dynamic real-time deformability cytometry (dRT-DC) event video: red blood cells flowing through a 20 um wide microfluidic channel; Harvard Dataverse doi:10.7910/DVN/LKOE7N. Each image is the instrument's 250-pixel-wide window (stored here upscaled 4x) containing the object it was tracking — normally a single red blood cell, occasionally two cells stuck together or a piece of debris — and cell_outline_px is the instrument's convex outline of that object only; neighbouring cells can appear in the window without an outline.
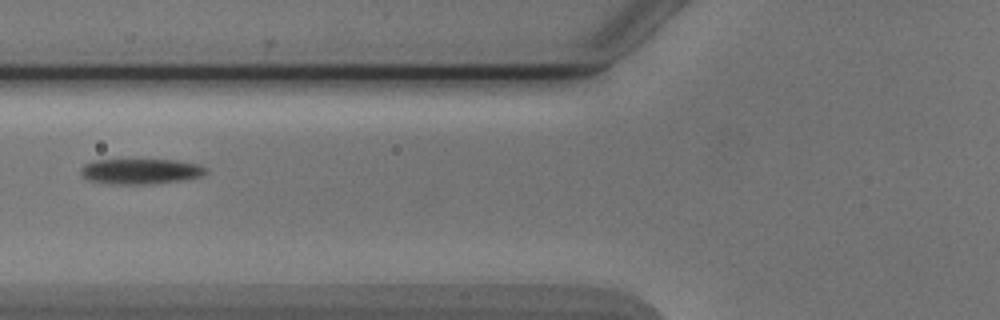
{"species": "Egyptian fruit bat (a non-hibernating species)", "species_latin": "Rousettus aegyptiacus", "temperature_condition": "cold", "stored_images_in_passage": 7, "camera_frame_rate_fps": 3000, "um_per_image_px": 0.085, "animal": {"sex": "male"}, "frame": {"image": 1, "passage_image": 6, "time_ms": 6.0, "image_size_px": [1000, 320], "cell_outline_px": [[208, 172], [204, 176], [188, 180], [148, 184], [112, 184], [88, 180], [80, 172], [80, 168], [84, 164], [92, 160], [176, 160], [200, 164], [208, 168]], "centroid_in_image_um": [12.02, 14.57], "position_along_channel_um": 113.8, "area_um2": 18.84}}
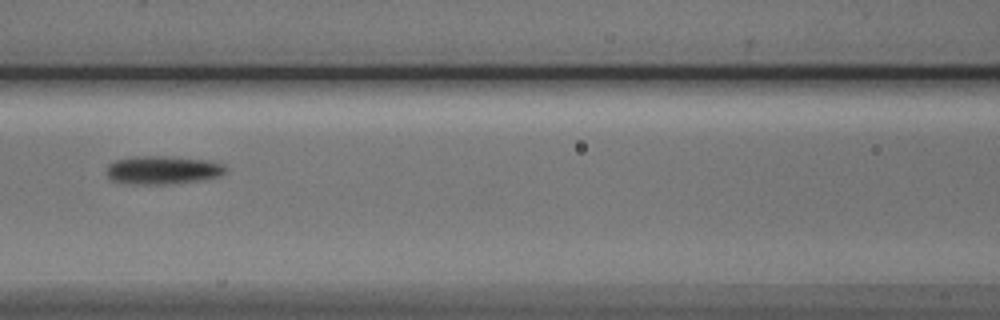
{"frame": {"image": 2, "passage_image": 7, "time_ms": 7.0, "image_size_px": [1000, 320], "cell_outline_px": [[228, 172], [220, 176], [200, 180], [164, 184], [132, 184], [112, 180], [108, 176], [108, 164], [116, 160], [132, 156], [164, 156], [204, 160], [224, 164], [228, 168]], "centroid_in_image_um": [13.86, 14.45], "position_along_channel_um": 152.7, "area_um2": 19.54}}